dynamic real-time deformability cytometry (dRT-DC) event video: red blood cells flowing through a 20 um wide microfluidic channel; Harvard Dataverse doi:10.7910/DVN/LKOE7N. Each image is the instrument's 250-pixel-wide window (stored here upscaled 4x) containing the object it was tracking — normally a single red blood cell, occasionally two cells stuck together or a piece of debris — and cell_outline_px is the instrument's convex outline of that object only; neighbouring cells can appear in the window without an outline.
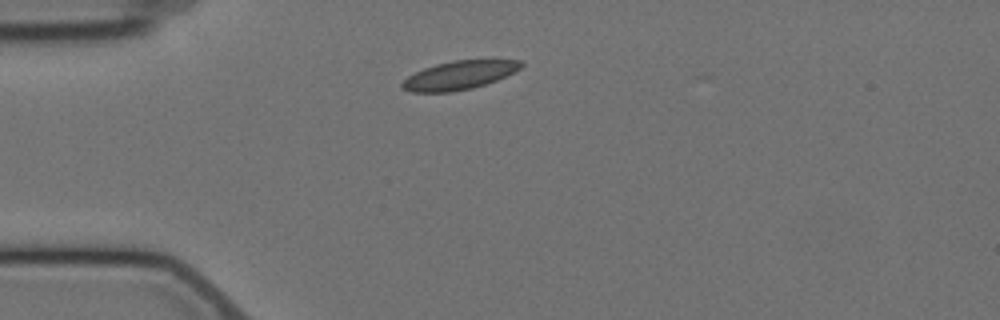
{"species": "Egyptian fruit bat (a non-hibernating species)", "species_latin": "Rousettus aegyptiacus", "temperature_condition": "cold", "stored_images_in_passage": 3, "camera_frame_rate_fps": 3000, "um_per_image_px": 0.085, "animal": {"sex": "female"}, "frame": {"image": 1, "passage_image": 1, "time_ms": 0.0, "image_size_px": [1000, 320], "cell_outline_px": [[524, 64], [520, 68], [496, 80], [472, 88], [452, 92], [412, 92], [404, 88], [400, 84], [408, 76], [424, 68], [436, 64], [452, 60], [520, 60]], "centroid_in_image_um": [39.01, 6.39], "position_along_channel_um": 46.0, "area_um2": 19.48}}
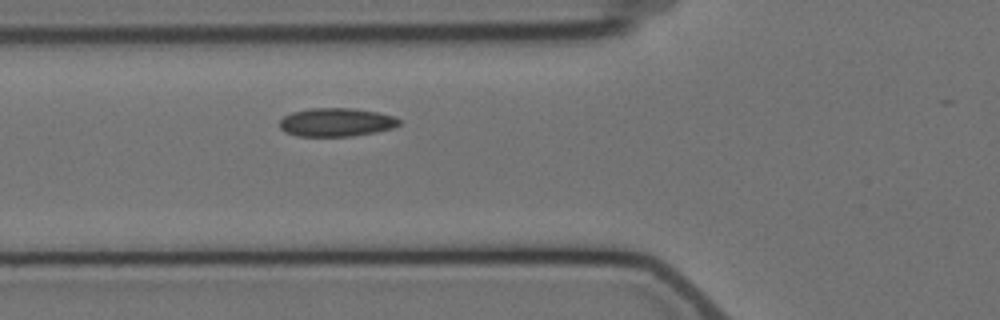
{"frame": {"image": 2, "passage_image": 3, "time_ms": 2.0, "image_size_px": [1000, 320], "cell_outline_px": [[400, 124], [392, 128], [376, 132], [352, 136], [296, 136], [284, 132], [280, 128], [280, 120], [284, 116], [292, 112], [308, 108], [356, 108], [376, 112], [392, 116], [400, 120]], "centroid_in_image_um": [28.55, 10.39], "position_along_channel_um": 97.2, "area_um2": 19.88}}